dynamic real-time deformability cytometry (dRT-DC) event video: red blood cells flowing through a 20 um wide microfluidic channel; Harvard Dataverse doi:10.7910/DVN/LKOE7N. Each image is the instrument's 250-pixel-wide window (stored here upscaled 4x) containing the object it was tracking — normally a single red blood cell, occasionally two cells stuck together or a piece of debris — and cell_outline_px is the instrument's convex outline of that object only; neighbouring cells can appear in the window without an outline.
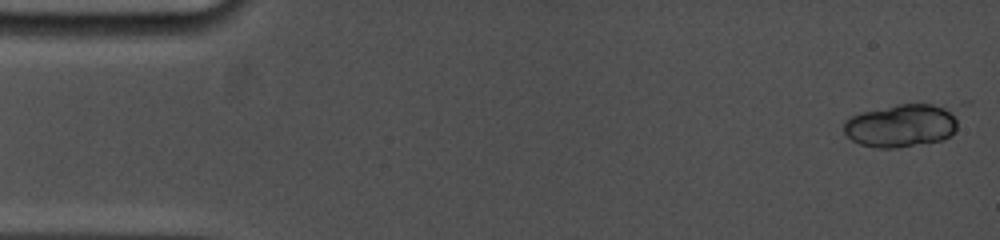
{"species": "common noctule bat (a hibernating species)", "species_latin": "Nyctalus noctula", "temperature_condition": "cold", "stored_images_in_passage": 33, "camera_frame_rate_fps": 5000, "um_per_image_px": 0.085, "animal": {"sex": "female", "body_mass_g": 19.0, "forearm_length_mm": 53.3}, "frame": {"image": 1, "passage_image": 1, "time_ms": 0.0, "image_size_px": [1000, 240], "cell_outline_px": [[972, 100], [956, 128], [944, 140], [896, 148], [876, 148], [860, 144], [852, 140], [844, 132], [844, 120], [848, 116], [860, 112], [896, 104], [964, 100]], "centroid_in_image_um": [76.97, 10.52], "position_along_channel_um": 8.0, "area_um2": 31.79}}